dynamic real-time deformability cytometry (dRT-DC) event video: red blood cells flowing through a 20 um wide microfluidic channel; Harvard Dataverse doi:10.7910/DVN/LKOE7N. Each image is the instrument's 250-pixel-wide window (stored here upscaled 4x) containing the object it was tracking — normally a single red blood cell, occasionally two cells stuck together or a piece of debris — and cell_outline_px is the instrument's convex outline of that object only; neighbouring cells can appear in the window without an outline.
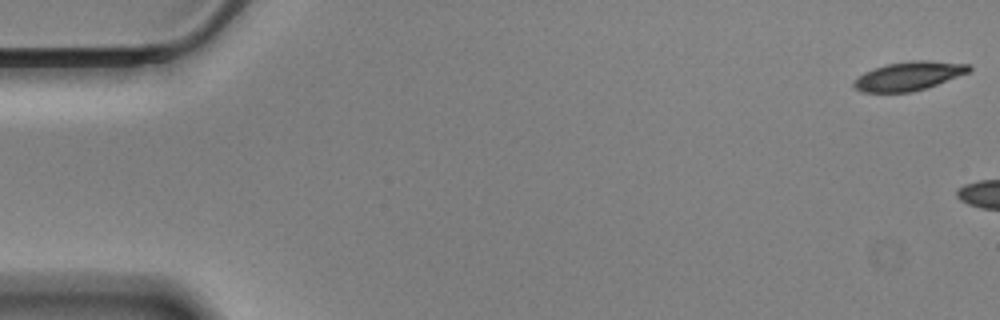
{"species": "Egyptian fruit bat (a non-hibernating species)", "species_latin": "Rousettus aegyptiacus", "temperature_condition": "cold", "stored_images_in_passage": 6, "camera_frame_rate_fps": 3000, "um_per_image_px": 0.085, "animal": {"sex": "male"}, "frame": {"image": 1, "passage_image": 1, "time_ms": 0.0, "image_size_px": [1000, 320], "cell_outline_px": [[972, 68], [968, 72], [936, 84], [912, 92], [860, 92], [852, 84], [864, 72], [888, 64], [912, 60], [928, 60], [968, 64]], "centroid_in_image_um": [77.24, 6.46], "position_along_channel_um": 7.8, "area_um2": 18.9}}